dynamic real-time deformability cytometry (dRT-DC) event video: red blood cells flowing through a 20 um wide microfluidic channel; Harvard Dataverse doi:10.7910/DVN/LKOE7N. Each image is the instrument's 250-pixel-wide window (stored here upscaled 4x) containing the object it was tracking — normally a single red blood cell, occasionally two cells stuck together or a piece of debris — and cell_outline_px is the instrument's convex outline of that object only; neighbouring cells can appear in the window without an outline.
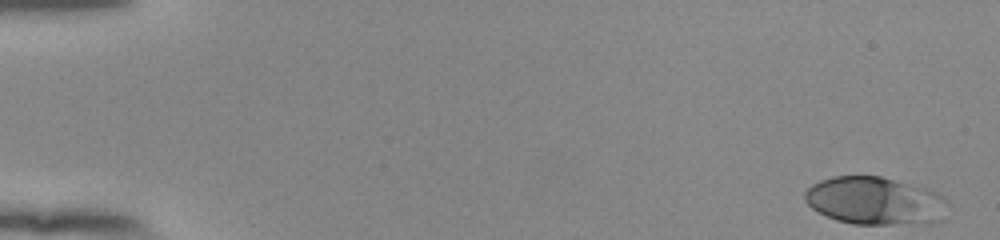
{"species": "human", "species_latin": "Homo sapiens", "temperature_condition": "room temperature", "stored_images_in_passage": 53, "camera_frame_rate_fps": 3000, "um_per_image_px": 0.085, "donor": {"sex": "female"}, "frame": {"image": 1, "passage_image": 1, "time_ms": 0.0, "image_size_px": [1000, 240], "cell_outline_px": [[944, 200], [940, 220], [924, 224], [852, 224], [836, 220], [812, 208], [804, 200], [804, 192], [812, 184], [820, 180], [832, 176], [880, 176], [924, 188], [940, 196]], "centroid_in_image_um": [74.27, 17.07], "position_along_channel_um": 10.7, "area_um2": 39.19}}
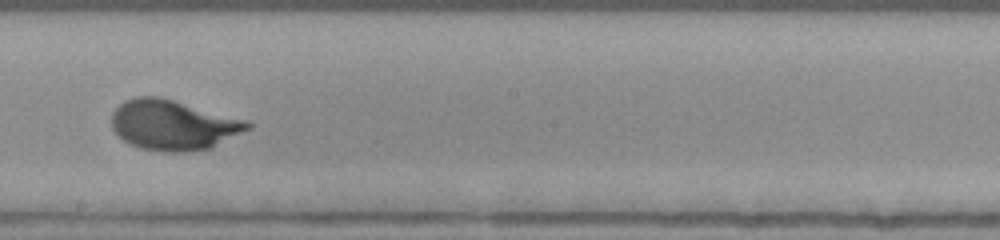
{"frame": {"image": 2, "passage_image": 31, "time_ms": 10.0, "image_size_px": [1000, 240], "cell_outline_px": [[252, 128], [212, 148], [184, 152], [164, 152], [140, 148], [124, 140], [112, 128], [112, 112], [124, 100], [136, 96], [160, 96], [244, 120], [252, 124]], "centroid_in_image_um": [14.72, 10.63], "position_along_channel_um": 233.5, "area_um2": 39.54}}
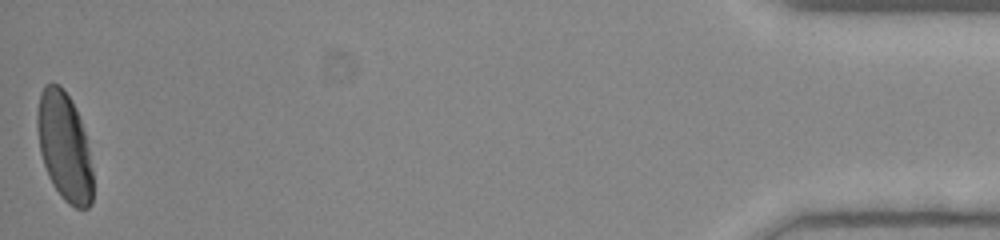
{"frame": {"image": 3, "passage_image": 53, "time_ms": 17.333, "image_size_px": [1000, 240], "cell_outline_px": [[92, 204], [88, 208], [76, 208], [68, 204], [60, 196], [52, 184], [48, 176], [40, 152], [36, 128], [36, 112], [40, 92], [44, 84], [60, 84], [72, 100], [76, 108], [84, 132], [88, 148], [92, 168]], "centroid_in_image_um": [5.45, 12.45], "position_along_channel_um": 429.8, "area_um2": 35.43}, "authors_computed_cell_mechanics": {"area_um2": 38.2636, "velocity_mm_per_s": 3.8556, "shape_relaxation_time_tau1_ms": 3.6648, "shape_relaxation_time_tau2_ms": null, "deformation_change_tau1": 0.1886, "deformation_change_tau2": null}}